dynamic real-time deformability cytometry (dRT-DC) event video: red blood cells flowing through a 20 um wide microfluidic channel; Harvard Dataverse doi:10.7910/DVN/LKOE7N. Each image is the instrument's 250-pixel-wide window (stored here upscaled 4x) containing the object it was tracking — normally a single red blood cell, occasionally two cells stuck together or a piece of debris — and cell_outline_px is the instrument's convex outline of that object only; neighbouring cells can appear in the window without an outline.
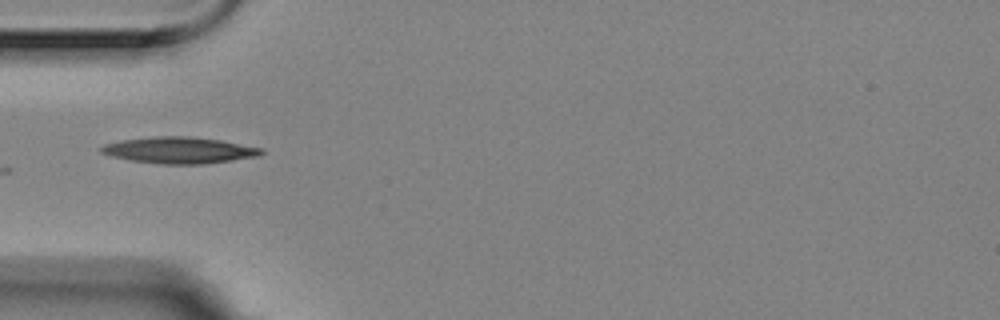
{"species": "Egyptian fruit bat (a non-hibernating species)", "species_latin": "Rousettus aegyptiacus", "temperature_condition": "room temperature", "stored_images_in_passage": 3, "camera_frame_rate_fps": 3000, "um_per_image_px": 0.085, "animal": {"sex": "female"}, "frame": {"image": 1, "passage_image": 1, "time_ms": 0.0, "image_size_px": [1000, 320], "cell_outline_px": [[264, 152], [260, 156], [204, 164], [160, 164], [132, 160], [112, 156], [100, 152], [100, 148], [104, 144], [120, 140], [156, 136], [192, 136], [220, 140], [264, 148]], "centroid_in_image_um": [15.27, 12.76], "position_along_channel_um": 69.7, "area_um2": 24.68}}